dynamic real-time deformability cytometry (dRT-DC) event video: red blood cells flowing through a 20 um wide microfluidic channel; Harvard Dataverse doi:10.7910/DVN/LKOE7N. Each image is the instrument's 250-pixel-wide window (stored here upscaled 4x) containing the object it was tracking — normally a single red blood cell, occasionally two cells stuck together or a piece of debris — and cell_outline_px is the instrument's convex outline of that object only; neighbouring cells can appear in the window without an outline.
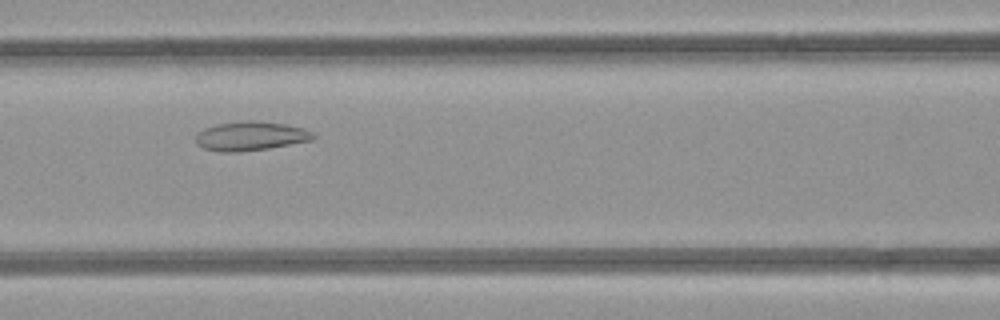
{"species": "common noctule bat (a hibernating species)", "species_latin": "Nyctalus noctula", "temperature_condition": "room temperature", "stored_images_in_passage": 5, "camera_frame_rate_fps": 3000, "um_per_image_px": 0.085, "animal": {"sex": "female", "body_mass_g": 21.9}, "frame": {"image": 1, "passage_image": 3, "time_ms": 3.0, "image_size_px": [1000, 320], "cell_outline_px": [[316, 136], [312, 140], [268, 148], [236, 152], [220, 152], [204, 148], [196, 144], [196, 132], [204, 128], [216, 124], [244, 120], [256, 120], [284, 124], [304, 128], [312, 132]], "centroid_in_image_um": [21.27, 11.55], "position_along_channel_um": 145.3, "area_um2": 20.0}}
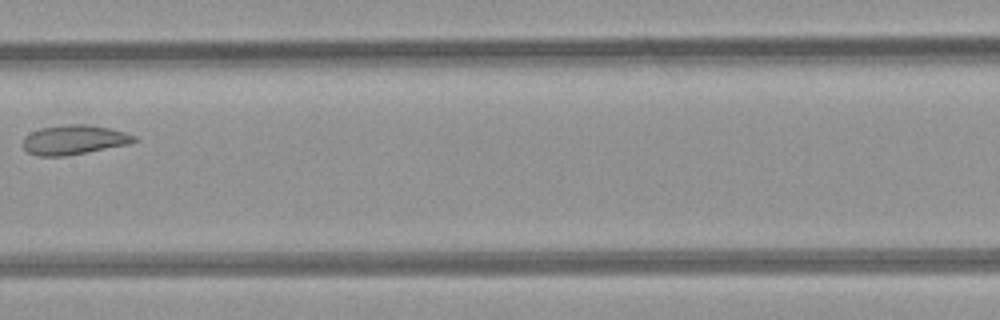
{"frame": {"image": 2, "passage_image": 4, "time_ms": 4.333, "image_size_px": [1000, 320], "cell_outline_px": [[136, 140], [128, 144], [64, 156], [40, 156], [28, 152], [20, 144], [24, 136], [40, 128], [68, 124], [88, 124], [128, 132], [136, 136]], "centroid_in_image_um": [6.26, 11.87], "position_along_channel_um": 201.1, "area_um2": 19.07}}
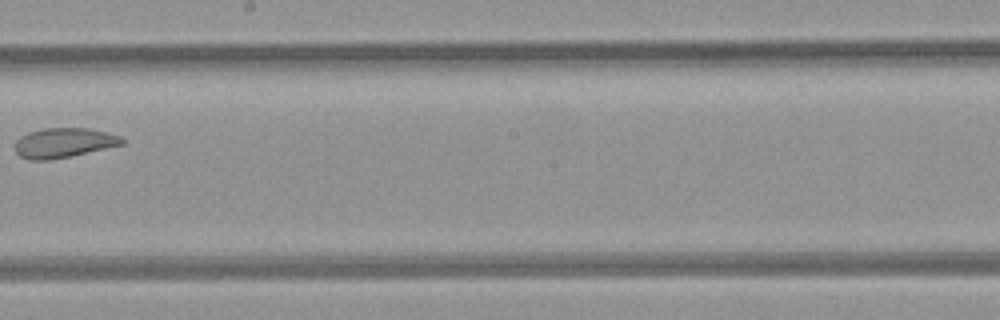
{"frame": {"image": 3, "passage_image": 5, "time_ms": 5.333, "image_size_px": [1000, 320], "cell_outline_px": [[124, 144], [68, 156], [48, 160], [32, 160], [20, 156], [16, 152], [16, 140], [20, 136], [28, 132], [44, 128], [88, 128], [120, 136], [124, 140]], "centroid_in_image_um": [5.39, 12.13], "position_along_channel_um": 242.8, "area_um2": 18.21}}